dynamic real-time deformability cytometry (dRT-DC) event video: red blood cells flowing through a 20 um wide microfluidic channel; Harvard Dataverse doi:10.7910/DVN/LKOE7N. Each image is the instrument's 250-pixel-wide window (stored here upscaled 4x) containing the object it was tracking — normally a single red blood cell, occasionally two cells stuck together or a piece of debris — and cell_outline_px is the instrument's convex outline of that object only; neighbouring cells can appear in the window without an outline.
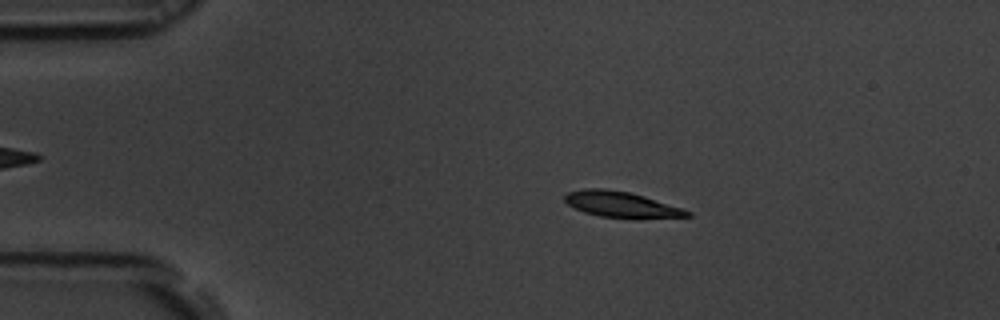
{"species": "common noctule bat (a hibernating species)", "species_latin": "Nyctalus noctula", "temperature_condition": "room temperature", "stored_images_in_passage": 55, "camera_frame_rate_fps": 3000, "um_per_image_px": 0.085, "animal": {"sex": "male", "body_mass_g": 19.5, "forearm_length_mm": 54.6}, "frame": {"image": 1, "passage_image": 10, "time_ms": 3.0, "image_size_px": [1000, 320], "cell_outline_px": [[692, 216], [640, 220], [632, 220], [600, 216], [584, 212], [568, 204], [564, 200], [564, 196], [568, 192], [584, 188], [608, 188], [628, 192], [644, 196], [684, 208], [692, 212]], "centroid_in_image_um": [52.89, 17.41], "position_along_channel_um": 32.1, "area_um2": 19.07}}
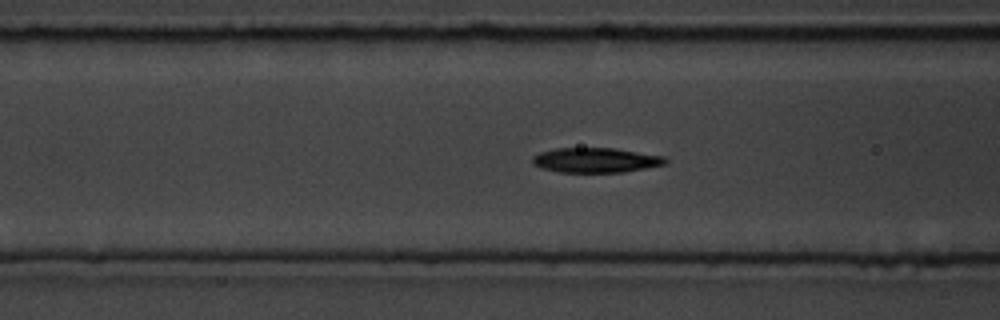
{"frame": {"image": 2, "passage_image": 21, "time_ms": 6.667, "image_size_px": [1000, 320], "cell_outline_px": [[668, 164], [624, 172], [560, 172], [540, 168], [532, 164], [532, 156], [540, 152], [556, 148], [612, 148], [664, 156], [668, 160]], "centroid_in_image_um": [50.63, 13.62], "position_along_channel_um": 116.0, "area_um2": 19.31}}
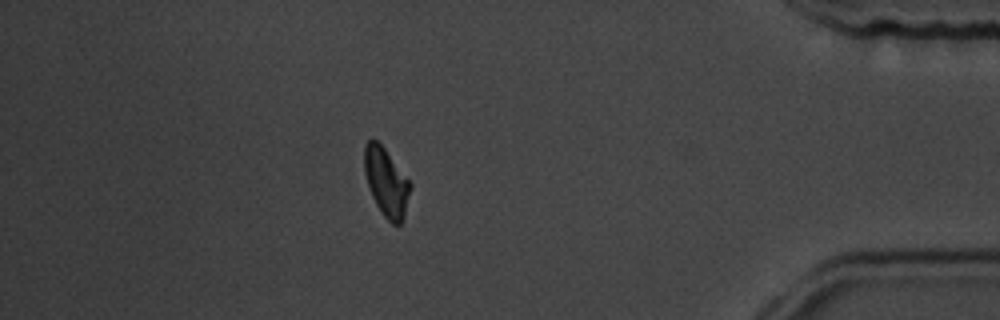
{"frame": {"image": 3, "passage_image": 48, "time_ms": 15.667, "image_size_px": [1000, 320], "cell_outline_px": [[412, 188], [404, 216], [400, 224], [392, 224], [384, 216], [376, 204], [372, 196], [364, 172], [364, 144], [372, 136], [384, 148], [412, 184]], "centroid_in_image_um": [32.83, 15.46], "position_along_channel_um": 402.4, "area_um2": 18.26}, "authors_computed_cell_mechanics": {"area_um2": 18.8428, "velocity_mm_per_s": 3.6479, "shape_relaxation_time_tau1_ms": 2.5777, "shape_relaxation_time_tau2_ms": 2.5423, "deformation_change_tau1": 0.1161, "deformation_change_tau2": 0.0722}}